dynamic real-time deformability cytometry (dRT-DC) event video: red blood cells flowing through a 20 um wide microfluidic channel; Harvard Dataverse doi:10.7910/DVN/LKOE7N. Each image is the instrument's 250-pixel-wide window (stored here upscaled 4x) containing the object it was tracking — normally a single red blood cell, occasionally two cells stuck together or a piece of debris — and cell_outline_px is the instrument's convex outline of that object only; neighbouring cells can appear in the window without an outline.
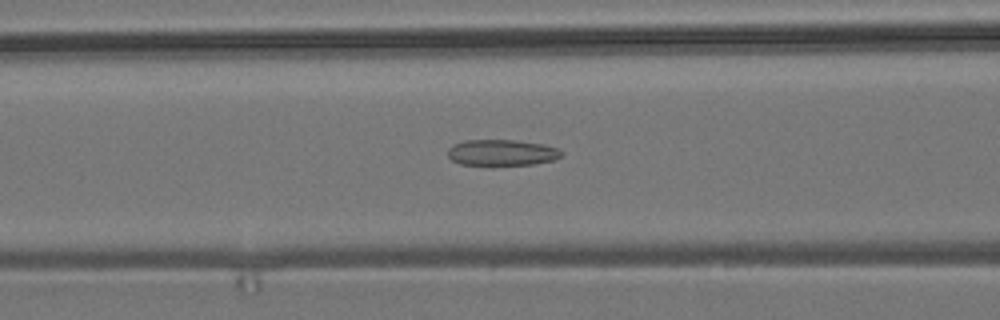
{"species": "common noctule bat (a hibernating species)", "species_latin": "Nyctalus noctula", "temperature_condition": "room temperature", "stored_images_in_passage": 46, "camera_frame_rate_fps": 3000, "um_per_image_px": 0.085, "animal": {"sex": "male", "body_mass_g": 19.2, "forearm_length_mm": 51.8}, "frame": {"image": 1, "passage_image": 20, "time_ms": 6.333, "image_size_px": [1000, 320], "cell_outline_px": [[564, 152], [560, 156], [552, 160], [532, 164], [460, 164], [452, 160], [448, 156], [448, 148], [452, 144], [464, 140], [516, 140], [544, 144], [560, 148]], "centroid_in_image_um": [42.66, 12.94], "position_along_channel_um": 123.9, "area_um2": 17.17}}
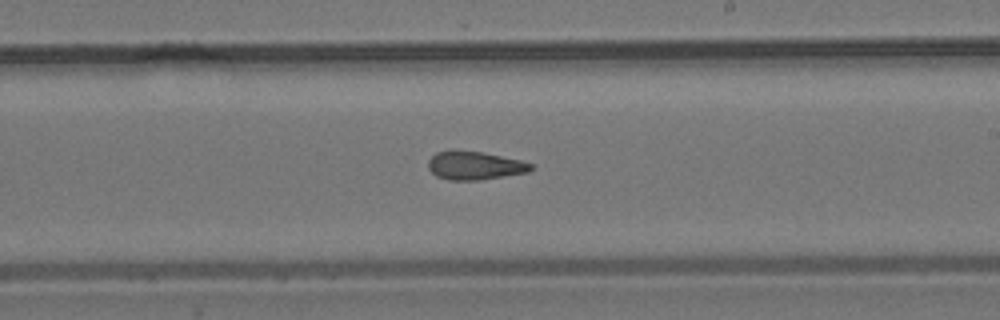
{"frame": {"image": 2, "passage_image": 30, "time_ms": 9.667, "image_size_px": [1000, 320], "cell_outline_px": [[532, 168], [528, 172], [480, 180], [448, 180], [436, 176], [428, 168], [428, 160], [436, 152], [452, 148], [480, 152], [520, 160], [532, 164]], "centroid_in_image_um": [40.28, 14.05], "position_along_channel_um": 248.7, "area_um2": 17.11}}
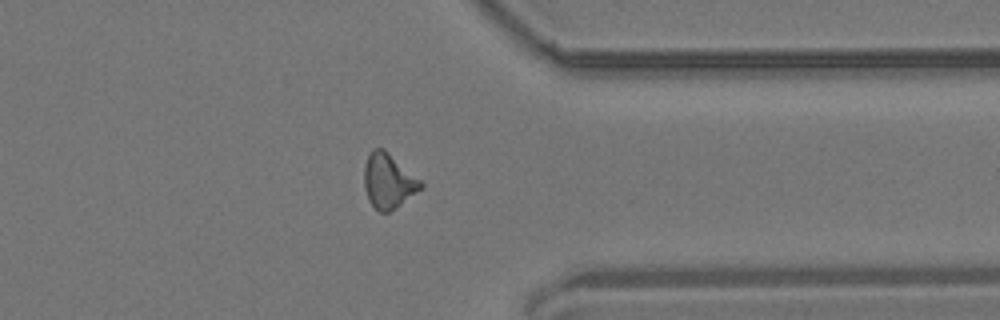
{"frame": {"image": 3, "passage_image": 41, "time_ms": 13.333, "image_size_px": [1000, 320], "cell_outline_px": [[424, 188], [396, 208], [388, 212], [380, 212], [368, 200], [364, 188], [364, 168], [368, 156], [372, 148], [384, 148], [420, 180], [424, 184]], "centroid_in_image_um": [33.02, 15.39], "position_along_channel_um": 378.4, "area_um2": 18.09}, "authors_computed_cell_mechanics": {"area_um2": 17.5423, "velocity_mm_per_s": 3.7426, "shape_relaxation_time_tau1_ms": null, "shape_relaxation_time_tau2_ms": 2.7534, "deformation_change_tau1": null, "deformation_change_tau2": 0.1179}}